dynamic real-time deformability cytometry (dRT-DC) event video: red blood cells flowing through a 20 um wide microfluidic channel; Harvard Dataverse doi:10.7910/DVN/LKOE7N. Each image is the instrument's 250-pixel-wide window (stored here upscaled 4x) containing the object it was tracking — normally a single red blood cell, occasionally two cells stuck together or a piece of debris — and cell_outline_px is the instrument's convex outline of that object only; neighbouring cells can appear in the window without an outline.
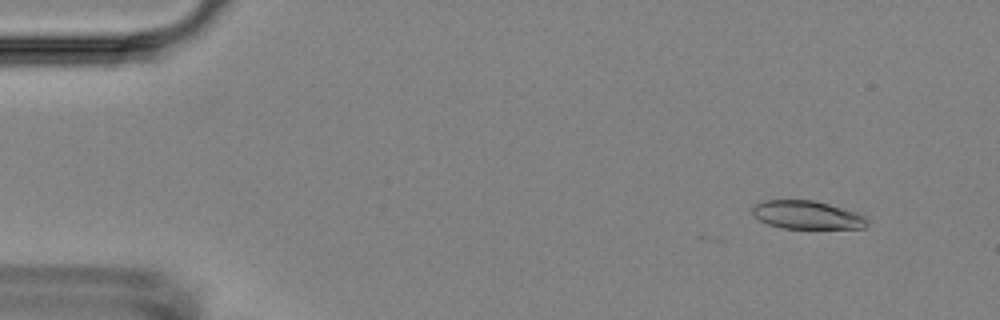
{"species": "Egyptian fruit bat (a non-hibernating species)", "species_latin": "Rousettus aegyptiacus", "temperature_condition": "room temperature", "stored_images_in_passage": 9, "camera_frame_rate_fps": 3000, "um_per_image_px": 0.085, "animal": {"sex": "female"}, "frame": {"image": 1, "passage_image": 1, "time_ms": 0.0, "image_size_px": [1000, 320], "cell_outline_px": [[868, 224], [864, 228], [784, 228], [768, 224], [760, 220], [752, 212], [752, 204], [764, 200], [812, 200], [828, 204], [856, 212], [864, 216], [868, 220]], "centroid_in_image_um": [68.58, 18.26], "position_along_channel_um": 16.4, "area_um2": 18.79}}